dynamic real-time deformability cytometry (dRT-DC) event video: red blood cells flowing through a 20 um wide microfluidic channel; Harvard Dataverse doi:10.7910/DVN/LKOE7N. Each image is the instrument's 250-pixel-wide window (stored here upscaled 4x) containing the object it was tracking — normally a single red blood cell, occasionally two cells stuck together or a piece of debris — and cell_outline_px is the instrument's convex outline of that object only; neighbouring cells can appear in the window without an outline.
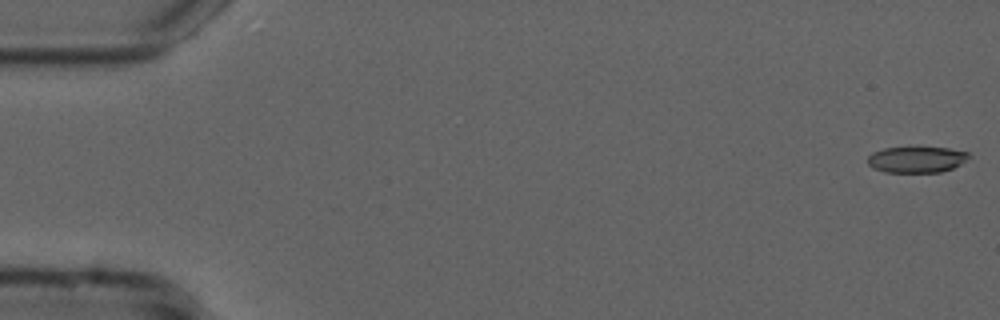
{"species": "common noctule bat (a hibernating species)", "species_latin": "Nyctalus noctula", "temperature_condition": "cold", "stored_images_in_passage": 48, "camera_frame_rate_fps": 3000, "um_per_image_px": 0.085, "animal": {"sex": "male", "forearm_length_mm": 52.5}, "frame": {"image": 1, "passage_image": 1, "time_ms": 0.0, "image_size_px": [1000, 320], "cell_outline_px": [[972, 156], [960, 164], [952, 168], [940, 172], [884, 172], [872, 168], [868, 164], [868, 156], [872, 152], [884, 148], [948, 148], [968, 152]], "centroid_in_image_um": [77.9, 13.56], "position_along_channel_um": 7.1, "area_um2": 15.32}}
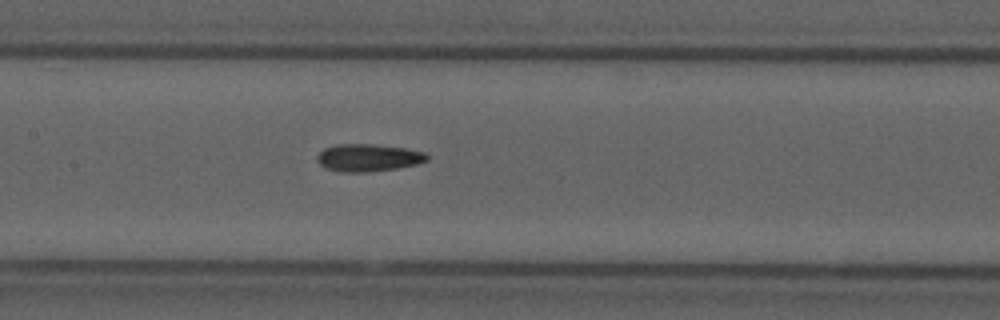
{"frame": {"image": 2, "passage_image": 26, "time_ms": 8.333, "image_size_px": [1000, 320], "cell_outline_px": [[428, 160], [416, 164], [396, 168], [364, 172], [340, 172], [328, 168], [320, 164], [316, 160], [316, 156], [324, 148], [336, 144], [372, 144], [404, 148], [424, 152], [428, 156]], "centroid_in_image_um": [31.27, 13.4], "position_along_channel_um": 176.1, "area_um2": 17.4}}
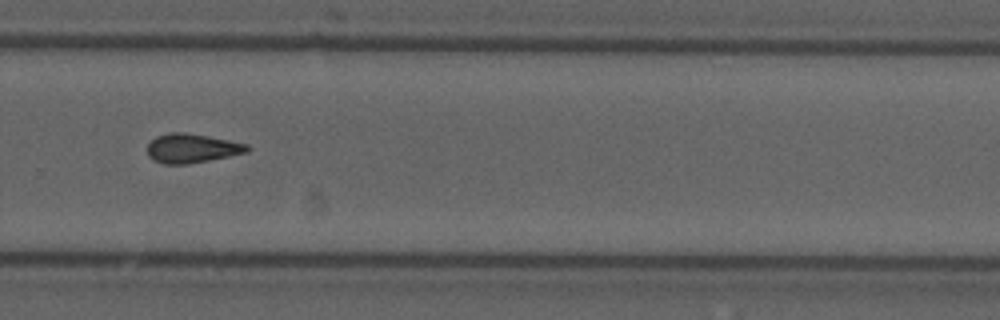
{"frame": {"image": 3, "passage_image": 37, "time_ms": 12.0, "image_size_px": [1000, 320], "cell_outline_px": [[248, 152], [188, 164], [164, 164], [152, 160], [148, 156], [148, 144], [156, 136], [168, 132], [184, 132], [208, 136], [248, 144]], "centroid_in_image_um": [16.27, 12.6], "position_along_channel_um": 313.5, "area_um2": 16.88}}